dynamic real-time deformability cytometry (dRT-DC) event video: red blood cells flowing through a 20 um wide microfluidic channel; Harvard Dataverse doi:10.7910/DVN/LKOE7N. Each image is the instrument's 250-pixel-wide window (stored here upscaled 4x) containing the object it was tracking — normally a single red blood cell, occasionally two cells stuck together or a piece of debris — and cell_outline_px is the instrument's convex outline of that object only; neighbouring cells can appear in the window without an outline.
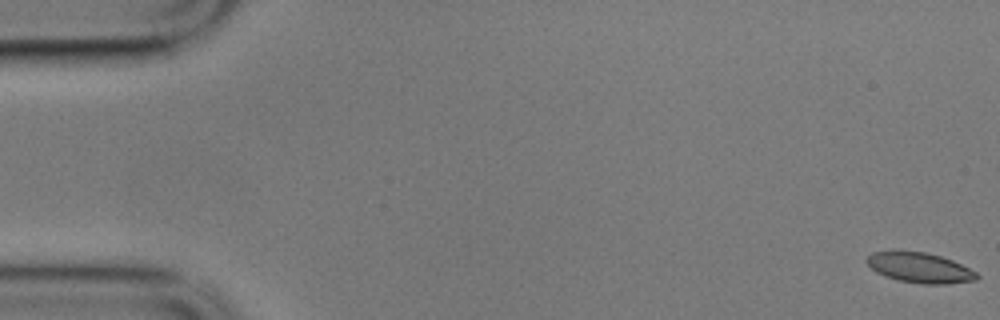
{"species": "common noctule bat (a hibernating species)", "species_latin": "Nyctalus noctula", "temperature_condition": "cold", "stored_images_in_passage": 5, "camera_frame_rate_fps": 3000, "um_per_image_px": 0.085, "animal": {"sex": "male", "body_mass_g": 17.9}, "frame": {"image": 1, "passage_image": 1, "time_ms": 0.0, "image_size_px": [1000, 320], "cell_outline_px": [[980, 276], [976, 280], [948, 284], [920, 284], [900, 280], [884, 276], [876, 272], [864, 260], [872, 252], [892, 248], [924, 252], [940, 256], [952, 260], [976, 272]], "centroid_in_image_um": [78.11, 22.72], "position_along_channel_um": 6.9, "area_um2": 19.83}}
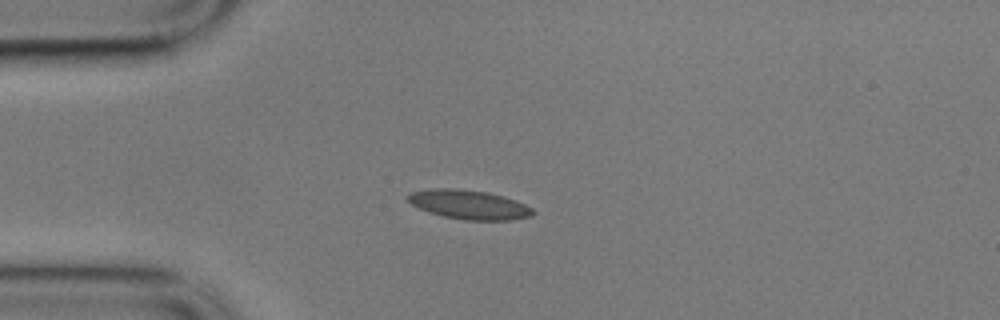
{"frame": {"image": 2, "passage_image": 5, "time_ms": 1.333, "image_size_px": [1000, 320], "cell_outline_px": [[536, 212], [532, 216], [512, 220], [464, 220], [444, 216], [428, 212], [412, 204], [404, 196], [412, 192], [432, 188], [456, 188], [488, 192], [516, 200], [532, 208]], "centroid_in_image_um": [39.87, 17.39], "position_along_channel_um": 45.1, "area_um2": 21.33}}